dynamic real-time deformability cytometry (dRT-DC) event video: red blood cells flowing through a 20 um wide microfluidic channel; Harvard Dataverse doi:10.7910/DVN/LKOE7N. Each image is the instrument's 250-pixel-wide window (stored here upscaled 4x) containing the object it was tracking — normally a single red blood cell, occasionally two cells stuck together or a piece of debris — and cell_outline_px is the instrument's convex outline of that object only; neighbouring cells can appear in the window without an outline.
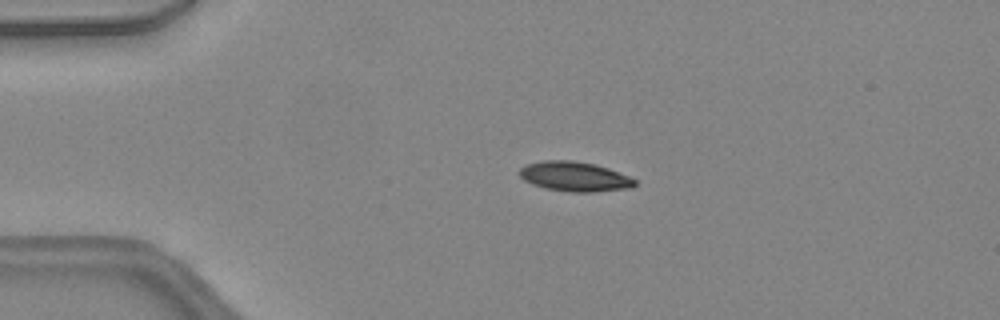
{"species": "common noctule bat (a hibernating species)", "species_latin": "Nyctalus noctula", "temperature_condition": "warm", "stored_images_in_passage": 37, "camera_frame_rate_fps": 3000, "um_per_image_px": 0.085, "animal": {"sex": "female", "body_mass_g": 24.6, "forearm_length_mm": 56.2}, "frame": {"image": 1, "passage_image": 1, "time_ms": 0.0, "image_size_px": [1000, 320], "cell_outline_px": [[636, 184], [632, 188], [592, 192], [568, 192], [544, 188], [532, 184], [524, 180], [520, 176], [520, 168], [524, 164], [540, 160], [572, 160], [596, 164], [608, 168], [628, 176], [636, 180]], "centroid_in_image_um": [48.82, 15.0], "position_along_channel_um": 36.2, "area_um2": 20.17}}
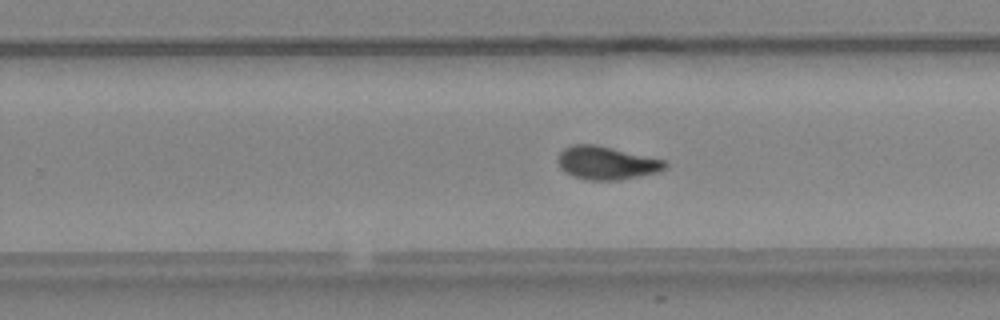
{"frame": {"image": 2, "passage_image": 20, "time_ms": 6.333, "image_size_px": [1000, 320], "cell_outline_px": [[668, 168], [660, 172], [620, 180], [588, 180], [572, 176], [564, 172], [560, 168], [560, 152], [564, 148], [572, 144], [596, 144], [664, 160], [668, 164]], "centroid_in_image_um": [51.59, 13.86], "position_along_channel_um": 278.2, "area_um2": 20.75}}
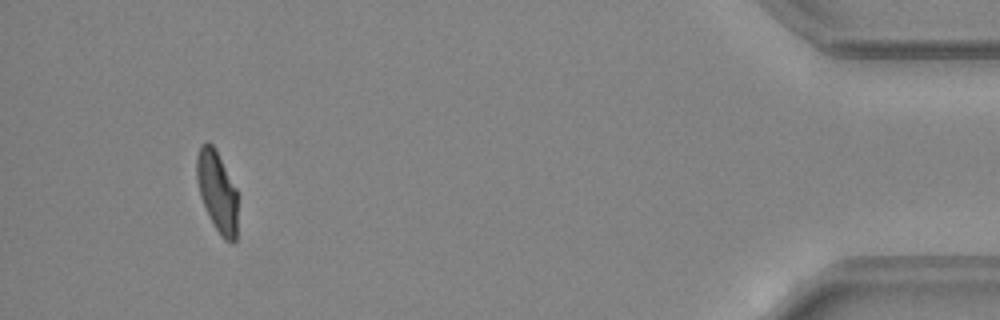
{"frame": {"image": 3, "passage_image": 34, "time_ms": 11.0, "image_size_px": [1000, 320], "cell_outline_px": [[236, 240], [232, 244], [224, 240], [208, 216], [200, 196], [196, 180], [196, 156], [200, 144], [208, 140], [212, 144], [236, 188]], "centroid_in_image_um": [18.42, 16.26], "position_along_channel_um": 416.8, "area_um2": 19.25}, "authors_computed_cell_mechanics": {"area_um2": 20.4034, "velocity_mm_per_s": 4.4822, "shape_relaxation_time_tau1_ms": 4.5761, "shape_relaxation_time_tau2_ms": 1.6492, "deformation_change_tau1": 0.1978, "deformation_change_tau2": 0.0787}}